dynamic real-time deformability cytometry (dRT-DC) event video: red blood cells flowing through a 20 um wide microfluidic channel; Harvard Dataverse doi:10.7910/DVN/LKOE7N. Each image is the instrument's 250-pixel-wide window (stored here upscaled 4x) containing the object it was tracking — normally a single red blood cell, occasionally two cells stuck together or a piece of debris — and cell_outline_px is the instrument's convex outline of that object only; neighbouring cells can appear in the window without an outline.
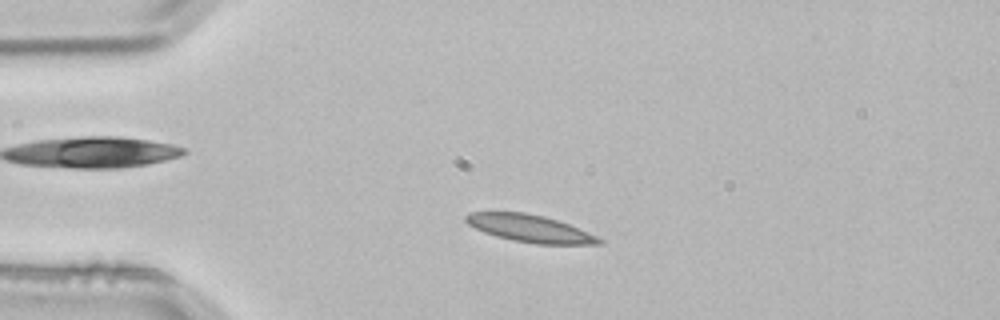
{"species": "common noctule bat (a hibernating species)", "species_latin": "Nyctalus noctula", "temperature_condition": "room temperature", "stored_images_in_passage": 2, "camera_frame_rate_fps": 3000, "um_per_image_px": 0.085, "animal": {"sex": "male", "body_mass_g": 21.5, "forearm_length_mm": 52.0}, "frame": {"image": 1, "passage_image": 1, "time_ms": 0.0, "image_size_px": [1000, 320], "cell_outline_px": [[604, 244], [536, 244], [512, 240], [496, 236], [484, 232], [468, 224], [464, 220], [464, 216], [468, 212], [524, 212], [544, 216], [568, 224], [596, 236], [604, 240]], "centroid_in_image_um": [45.01, 19.42], "position_along_channel_um": 40.0, "area_um2": 21.1}}